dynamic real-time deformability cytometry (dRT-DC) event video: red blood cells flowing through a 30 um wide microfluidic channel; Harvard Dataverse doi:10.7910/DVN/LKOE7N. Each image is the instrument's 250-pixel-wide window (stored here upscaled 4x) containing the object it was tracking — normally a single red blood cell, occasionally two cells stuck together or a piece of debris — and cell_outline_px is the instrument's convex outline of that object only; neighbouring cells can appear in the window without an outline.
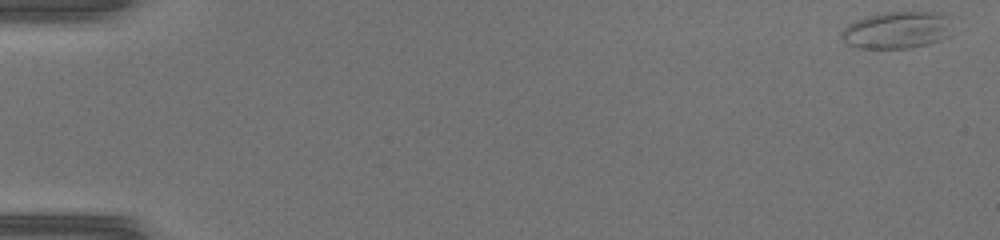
{"species": "common noctule bat (a hibernating species)", "species_latin": "Nyctalus noctula", "temperature_condition": "warm", "stored_images_in_passage": 47, "camera_frame_rate_fps": 3000, "um_per_image_px": 0.085, "animal": {"sex": "female", "body_mass_g": 17.0, "forearm_length_mm": 48.0}, "frame": {"image": 1, "passage_image": 1, "time_ms": 0.0, "image_size_px": [1000, 240], "cell_outline_px": [[952, 36], [940, 40], [908, 48], [860, 48], [848, 44], [840, 36], [840, 32], [848, 24], [856, 20], [868, 16], [888, 12], [944, 12], [948, 16]], "centroid_in_image_um": [76.27, 2.55], "position_along_channel_um": 8.7, "area_um2": 23.93}}
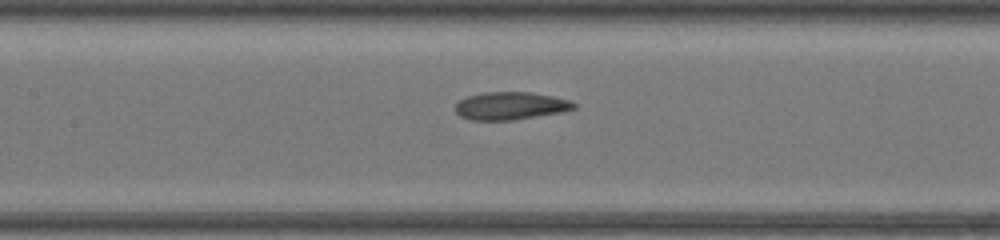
{"frame": {"image": 2, "passage_image": 23, "time_ms": 7.333, "image_size_px": [1000, 240], "cell_outline_px": [[576, 108], [560, 112], [512, 120], [472, 120], [460, 116], [456, 112], [456, 104], [460, 100], [468, 96], [484, 92], [532, 92], [552, 96], [568, 100], [576, 104]], "centroid_in_image_um": [43.38, 8.99], "position_along_channel_um": 164.0, "area_um2": 18.96}}
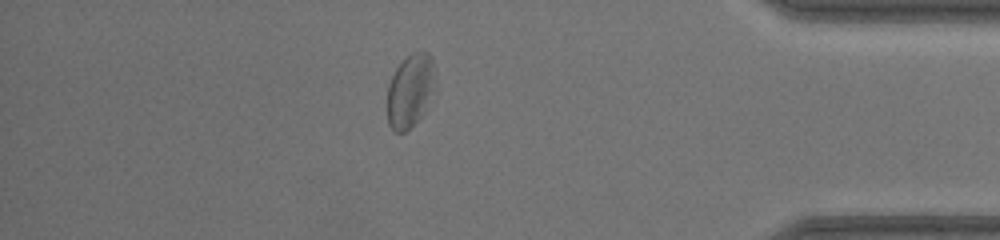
{"frame": {"image": 3, "passage_image": 41, "time_ms": 13.333, "image_size_px": [1000, 240], "cell_outline_px": [[432, 64], [428, 92], [420, 116], [404, 132], [396, 132], [388, 124], [388, 84], [396, 68], [412, 52], [428, 52], [432, 56]], "centroid_in_image_um": [34.75, 7.69], "position_along_channel_um": 400.5, "area_um2": 18.73}}